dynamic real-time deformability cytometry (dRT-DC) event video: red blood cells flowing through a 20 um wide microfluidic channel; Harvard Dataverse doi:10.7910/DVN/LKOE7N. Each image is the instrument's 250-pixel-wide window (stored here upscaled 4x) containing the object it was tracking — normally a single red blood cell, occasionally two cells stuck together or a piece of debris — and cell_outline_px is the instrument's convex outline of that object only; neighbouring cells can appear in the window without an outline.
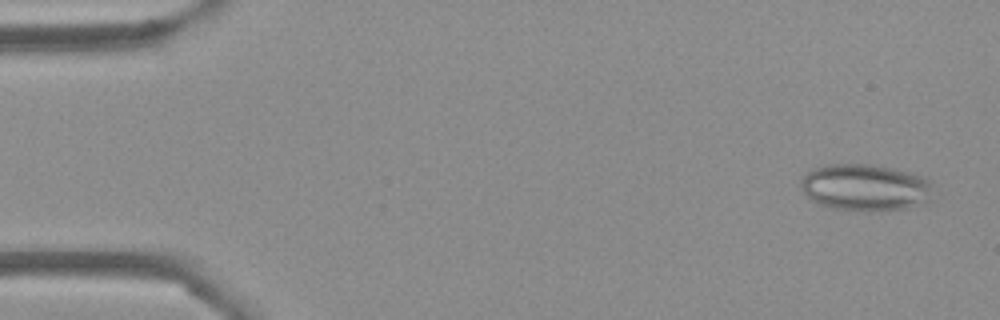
{"species": "Egyptian fruit bat (a non-hibernating species)", "species_latin": "Rousettus aegyptiacus", "temperature_condition": "cold", "stored_images_in_passage": 38, "camera_frame_rate_fps": 3000, "um_per_image_px": 0.085, "frame": {"image": 1, "passage_image": 3, "time_ms": 0.667, "image_size_px": [1000, 320], "cell_outline_px": [[932, 200], [928, 204], [908, 208], [832, 208], [820, 204], [812, 200], [800, 188], [800, 180], [808, 172], [816, 168], [828, 164], [872, 164], [912, 172], [924, 176], [928, 180]], "centroid_in_image_um": [73.58, 15.89], "position_along_channel_um": 11.4, "area_um2": 35.37}}
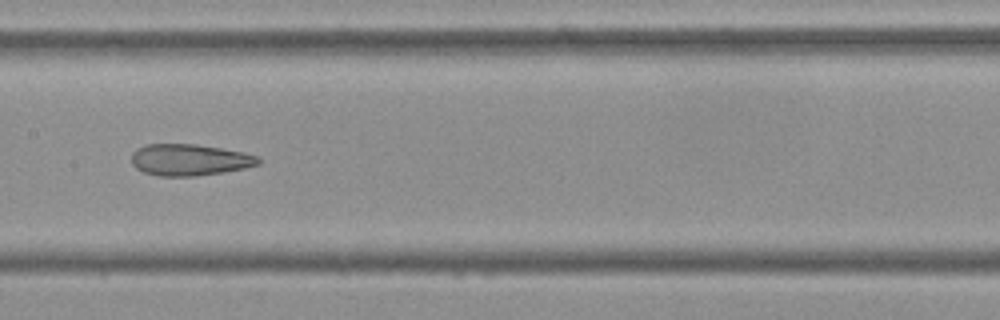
{"frame": {"image": 2, "passage_image": 27, "time_ms": 8.667, "image_size_px": [1000, 320], "cell_outline_px": [[260, 164], [244, 168], [224, 172], [196, 176], [160, 176], [144, 172], [136, 168], [132, 164], [132, 152], [136, 148], [148, 144], [196, 144], [244, 152], [256, 156], [260, 160]], "centroid_in_image_um": [16.1, 13.58], "position_along_channel_um": 191.3, "area_um2": 23.29}}
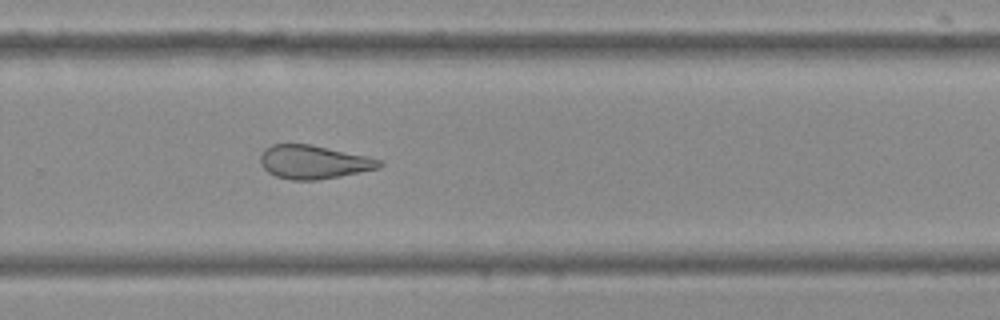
{"frame": {"image": 3, "passage_image": 36, "time_ms": 11.667, "image_size_px": [1000, 320], "cell_outline_px": [[384, 164], [376, 168], [340, 176], [316, 180], [292, 180], [276, 176], [268, 172], [260, 164], [260, 156], [264, 148], [272, 144], [312, 144], [368, 156], [384, 160]], "centroid_in_image_um": [26.65, 13.76], "position_along_channel_um": 303.2, "area_um2": 23.35}}